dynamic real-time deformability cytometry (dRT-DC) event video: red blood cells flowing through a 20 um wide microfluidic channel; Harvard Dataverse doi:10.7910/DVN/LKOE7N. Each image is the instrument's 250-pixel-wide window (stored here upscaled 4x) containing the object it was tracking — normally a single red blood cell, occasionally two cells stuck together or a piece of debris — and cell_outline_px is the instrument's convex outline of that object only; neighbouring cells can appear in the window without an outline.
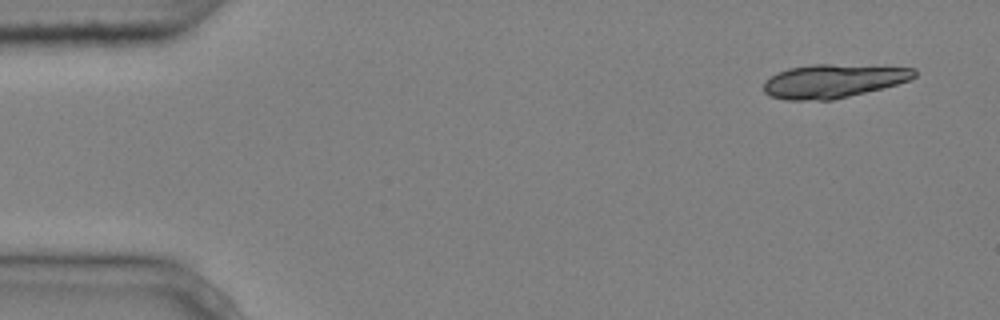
{"species": "common noctule bat (a hibernating species)", "species_latin": "Nyctalus noctula", "temperature_condition": "cold", "stored_images_in_passage": 5, "camera_frame_rate_fps": 3000, "um_per_image_px": 0.085, "animal": {"sex": "male", "body_mass_g": 20.4}, "frame": {"image": 1, "passage_image": 1, "time_ms": 0.0, "image_size_px": [1000, 320], "cell_outline_px": [[916, 76], [908, 80], [896, 84], [832, 100], [784, 100], [768, 96], [764, 92], [764, 84], [772, 76], [788, 68], [812, 64], [832, 64], [916, 68]], "centroid_in_image_um": [70.79, 6.89], "position_along_channel_um": 14.2, "area_um2": 29.19}}